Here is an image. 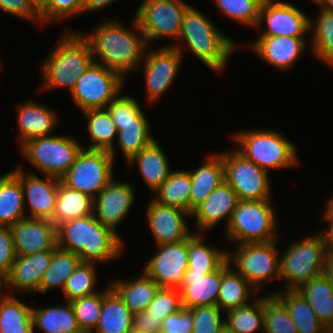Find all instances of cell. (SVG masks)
Masks as SVG:
<instances>
[{
	"instance_id": "cell-10",
	"label": "cell",
	"mask_w": 333,
	"mask_h": 333,
	"mask_svg": "<svg viewBox=\"0 0 333 333\" xmlns=\"http://www.w3.org/2000/svg\"><path fill=\"white\" fill-rule=\"evenodd\" d=\"M277 242L240 244L236 245L235 252H228L229 263L258 292L266 282L280 278Z\"/></svg>"
},
{
	"instance_id": "cell-15",
	"label": "cell",
	"mask_w": 333,
	"mask_h": 333,
	"mask_svg": "<svg viewBox=\"0 0 333 333\" xmlns=\"http://www.w3.org/2000/svg\"><path fill=\"white\" fill-rule=\"evenodd\" d=\"M157 247L142 271L160 287L179 288L188 269V237Z\"/></svg>"
},
{
	"instance_id": "cell-41",
	"label": "cell",
	"mask_w": 333,
	"mask_h": 333,
	"mask_svg": "<svg viewBox=\"0 0 333 333\" xmlns=\"http://www.w3.org/2000/svg\"><path fill=\"white\" fill-rule=\"evenodd\" d=\"M191 178L189 170H172L169 177L154 192L153 199L189 213Z\"/></svg>"
},
{
	"instance_id": "cell-44",
	"label": "cell",
	"mask_w": 333,
	"mask_h": 333,
	"mask_svg": "<svg viewBox=\"0 0 333 333\" xmlns=\"http://www.w3.org/2000/svg\"><path fill=\"white\" fill-rule=\"evenodd\" d=\"M95 263L81 262L68 277L62 291L66 302L99 292L95 289L98 273Z\"/></svg>"
},
{
	"instance_id": "cell-63",
	"label": "cell",
	"mask_w": 333,
	"mask_h": 333,
	"mask_svg": "<svg viewBox=\"0 0 333 333\" xmlns=\"http://www.w3.org/2000/svg\"><path fill=\"white\" fill-rule=\"evenodd\" d=\"M44 0H33V2L39 7Z\"/></svg>"
},
{
	"instance_id": "cell-59",
	"label": "cell",
	"mask_w": 333,
	"mask_h": 333,
	"mask_svg": "<svg viewBox=\"0 0 333 333\" xmlns=\"http://www.w3.org/2000/svg\"><path fill=\"white\" fill-rule=\"evenodd\" d=\"M324 221L328 223H333V195L332 197L327 201V204L324 209Z\"/></svg>"
},
{
	"instance_id": "cell-26",
	"label": "cell",
	"mask_w": 333,
	"mask_h": 333,
	"mask_svg": "<svg viewBox=\"0 0 333 333\" xmlns=\"http://www.w3.org/2000/svg\"><path fill=\"white\" fill-rule=\"evenodd\" d=\"M126 165L128 169H132L133 165L138 166L142 180L153 193L169 177L172 171L168 158L156 139L135 154L126 162Z\"/></svg>"
},
{
	"instance_id": "cell-51",
	"label": "cell",
	"mask_w": 333,
	"mask_h": 333,
	"mask_svg": "<svg viewBox=\"0 0 333 333\" xmlns=\"http://www.w3.org/2000/svg\"><path fill=\"white\" fill-rule=\"evenodd\" d=\"M114 124L136 123V116L142 111L137 99L120 93L106 107Z\"/></svg>"
},
{
	"instance_id": "cell-55",
	"label": "cell",
	"mask_w": 333,
	"mask_h": 333,
	"mask_svg": "<svg viewBox=\"0 0 333 333\" xmlns=\"http://www.w3.org/2000/svg\"><path fill=\"white\" fill-rule=\"evenodd\" d=\"M133 329L143 333H161L162 321L156 319L147 310L133 314Z\"/></svg>"
},
{
	"instance_id": "cell-20",
	"label": "cell",
	"mask_w": 333,
	"mask_h": 333,
	"mask_svg": "<svg viewBox=\"0 0 333 333\" xmlns=\"http://www.w3.org/2000/svg\"><path fill=\"white\" fill-rule=\"evenodd\" d=\"M16 256H27L57 247V227L50 220L24 218L11 226Z\"/></svg>"
},
{
	"instance_id": "cell-12",
	"label": "cell",
	"mask_w": 333,
	"mask_h": 333,
	"mask_svg": "<svg viewBox=\"0 0 333 333\" xmlns=\"http://www.w3.org/2000/svg\"><path fill=\"white\" fill-rule=\"evenodd\" d=\"M125 81L119 73L93 62L77 80L71 98L82 112L106 108L122 92Z\"/></svg>"
},
{
	"instance_id": "cell-49",
	"label": "cell",
	"mask_w": 333,
	"mask_h": 333,
	"mask_svg": "<svg viewBox=\"0 0 333 333\" xmlns=\"http://www.w3.org/2000/svg\"><path fill=\"white\" fill-rule=\"evenodd\" d=\"M84 14L83 0H44L39 6L43 24L52 20L61 21L71 16Z\"/></svg>"
},
{
	"instance_id": "cell-58",
	"label": "cell",
	"mask_w": 333,
	"mask_h": 333,
	"mask_svg": "<svg viewBox=\"0 0 333 333\" xmlns=\"http://www.w3.org/2000/svg\"><path fill=\"white\" fill-rule=\"evenodd\" d=\"M323 275L333 285V253H327L324 260Z\"/></svg>"
},
{
	"instance_id": "cell-43",
	"label": "cell",
	"mask_w": 333,
	"mask_h": 333,
	"mask_svg": "<svg viewBox=\"0 0 333 333\" xmlns=\"http://www.w3.org/2000/svg\"><path fill=\"white\" fill-rule=\"evenodd\" d=\"M82 262L81 258L72 252L63 250L58 246L53 250L49 266L44 272L40 293L46 294L53 288H60L63 291L68 277L75 271Z\"/></svg>"
},
{
	"instance_id": "cell-25",
	"label": "cell",
	"mask_w": 333,
	"mask_h": 333,
	"mask_svg": "<svg viewBox=\"0 0 333 333\" xmlns=\"http://www.w3.org/2000/svg\"><path fill=\"white\" fill-rule=\"evenodd\" d=\"M221 287V267L215 272L187 269L178 288L184 308L217 305Z\"/></svg>"
},
{
	"instance_id": "cell-8",
	"label": "cell",
	"mask_w": 333,
	"mask_h": 333,
	"mask_svg": "<svg viewBox=\"0 0 333 333\" xmlns=\"http://www.w3.org/2000/svg\"><path fill=\"white\" fill-rule=\"evenodd\" d=\"M82 145L73 137L51 135L24 143L21 155L44 176L61 178L74 163Z\"/></svg>"
},
{
	"instance_id": "cell-54",
	"label": "cell",
	"mask_w": 333,
	"mask_h": 333,
	"mask_svg": "<svg viewBox=\"0 0 333 333\" xmlns=\"http://www.w3.org/2000/svg\"><path fill=\"white\" fill-rule=\"evenodd\" d=\"M193 326L194 320L191 311L183 307L162 321L161 333H192Z\"/></svg>"
},
{
	"instance_id": "cell-66",
	"label": "cell",
	"mask_w": 333,
	"mask_h": 333,
	"mask_svg": "<svg viewBox=\"0 0 333 333\" xmlns=\"http://www.w3.org/2000/svg\"><path fill=\"white\" fill-rule=\"evenodd\" d=\"M2 60L0 59V70L2 69ZM1 72V71H0Z\"/></svg>"
},
{
	"instance_id": "cell-64",
	"label": "cell",
	"mask_w": 333,
	"mask_h": 333,
	"mask_svg": "<svg viewBox=\"0 0 333 333\" xmlns=\"http://www.w3.org/2000/svg\"><path fill=\"white\" fill-rule=\"evenodd\" d=\"M310 1H312L317 6L322 2V0H310Z\"/></svg>"
},
{
	"instance_id": "cell-40",
	"label": "cell",
	"mask_w": 333,
	"mask_h": 333,
	"mask_svg": "<svg viewBox=\"0 0 333 333\" xmlns=\"http://www.w3.org/2000/svg\"><path fill=\"white\" fill-rule=\"evenodd\" d=\"M316 20L310 18L309 48L317 59L333 68V12L319 9ZM314 20V21H313Z\"/></svg>"
},
{
	"instance_id": "cell-45",
	"label": "cell",
	"mask_w": 333,
	"mask_h": 333,
	"mask_svg": "<svg viewBox=\"0 0 333 333\" xmlns=\"http://www.w3.org/2000/svg\"><path fill=\"white\" fill-rule=\"evenodd\" d=\"M263 333H298L285 305L274 295L263 293Z\"/></svg>"
},
{
	"instance_id": "cell-53",
	"label": "cell",
	"mask_w": 333,
	"mask_h": 333,
	"mask_svg": "<svg viewBox=\"0 0 333 333\" xmlns=\"http://www.w3.org/2000/svg\"><path fill=\"white\" fill-rule=\"evenodd\" d=\"M16 258L11 227L0 226V274L6 278Z\"/></svg>"
},
{
	"instance_id": "cell-57",
	"label": "cell",
	"mask_w": 333,
	"mask_h": 333,
	"mask_svg": "<svg viewBox=\"0 0 333 333\" xmlns=\"http://www.w3.org/2000/svg\"><path fill=\"white\" fill-rule=\"evenodd\" d=\"M320 235L327 253H333V223H329L325 231L320 232Z\"/></svg>"
},
{
	"instance_id": "cell-21",
	"label": "cell",
	"mask_w": 333,
	"mask_h": 333,
	"mask_svg": "<svg viewBox=\"0 0 333 333\" xmlns=\"http://www.w3.org/2000/svg\"><path fill=\"white\" fill-rule=\"evenodd\" d=\"M250 45L266 63L279 71H287L294 68L293 65L295 66L309 44L304 37L259 36Z\"/></svg>"
},
{
	"instance_id": "cell-22",
	"label": "cell",
	"mask_w": 333,
	"mask_h": 333,
	"mask_svg": "<svg viewBox=\"0 0 333 333\" xmlns=\"http://www.w3.org/2000/svg\"><path fill=\"white\" fill-rule=\"evenodd\" d=\"M239 199L231 186L223 181L191 213L197 226L196 233L211 231L222 220L228 226ZM199 230V231H198Z\"/></svg>"
},
{
	"instance_id": "cell-19",
	"label": "cell",
	"mask_w": 333,
	"mask_h": 333,
	"mask_svg": "<svg viewBox=\"0 0 333 333\" xmlns=\"http://www.w3.org/2000/svg\"><path fill=\"white\" fill-rule=\"evenodd\" d=\"M149 228L156 245L175 243L190 237L195 231L186 224L191 213L182 209L162 205L152 197L147 204L146 214Z\"/></svg>"
},
{
	"instance_id": "cell-24",
	"label": "cell",
	"mask_w": 333,
	"mask_h": 333,
	"mask_svg": "<svg viewBox=\"0 0 333 333\" xmlns=\"http://www.w3.org/2000/svg\"><path fill=\"white\" fill-rule=\"evenodd\" d=\"M16 108L20 146L35 138L51 136L58 126L57 112L34 99L22 102Z\"/></svg>"
},
{
	"instance_id": "cell-34",
	"label": "cell",
	"mask_w": 333,
	"mask_h": 333,
	"mask_svg": "<svg viewBox=\"0 0 333 333\" xmlns=\"http://www.w3.org/2000/svg\"><path fill=\"white\" fill-rule=\"evenodd\" d=\"M65 305L32 308L33 329L44 333H83L78 326L70 302Z\"/></svg>"
},
{
	"instance_id": "cell-65",
	"label": "cell",
	"mask_w": 333,
	"mask_h": 333,
	"mask_svg": "<svg viewBox=\"0 0 333 333\" xmlns=\"http://www.w3.org/2000/svg\"><path fill=\"white\" fill-rule=\"evenodd\" d=\"M128 333H143L141 331H137L136 329H131Z\"/></svg>"
},
{
	"instance_id": "cell-27",
	"label": "cell",
	"mask_w": 333,
	"mask_h": 333,
	"mask_svg": "<svg viewBox=\"0 0 333 333\" xmlns=\"http://www.w3.org/2000/svg\"><path fill=\"white\" fill-rule=\"evenodd\" d=\"M205 158L202 165L189 171L191 178L189 213H192L224 181L221 153H209Z\"/></svg>"
},
{
	"instance_id": "cell-13",
	"label": "cell",
	"mask_w": 333,
	"mask_h": 333,
	"mask_svg": "<svg viewBox=\"0 0 333 333\" xmlns=\"http://www.w3.org/2000/svg\"><path fill=\"white\" fill-rule=\"evenodd\" d=\"M224 181L237 193L239 200L271 199L268 172L246 159L236 148L221 152Z\"/></svg>"
},
{
	"instance_id": "cell-29",
	"label": "cell",
	"mask_w": 333,
	"mask_h": 333,
	"mask_svg": "<svg viewBox=\"0 0 333 333\" xmlns=\"http://www.w3.org/2000/svg\"><path fill=\"white\" fill-rule=\"evenodd\" d=\"M131 280L116 279L109 284L122 299L125 306L133 313L147 310L160 286L143 271Z\"/></svg>"
},
{
	"instance_id": "cell-39",
	"label": "cell",
	"mask_w": 333,
	"mask_h": 333,
	"mask_svg": "<svg viewBox=\"0 0 333 333\" xmlns=\"http://www.w3.org/2000/svg\"><path fill=\"white\" fill-rule=\"evenodd\" d=\"M206 235L194 232L188 237V269L198 272H215L227 260V250L210 247L204 242Z\"/></svg>"
},
{
	"instance_id": "cell-11",
	"label": "cell",
	"mask_w": 333,
	"mask_h": 333,
	"mask_svg": "<svg viewBox=\"0 0 333 333\" xmlns=\"http://www.w3.org/2000/svg\"><path fill=\"white\" fill-rule=\"evenodd\" d=\"M190 5L183 0H143L134 16L148 45L164 38L177 42L184 13Z\"/></svg>"
},
{
	"instance_id": "cell-37",
	"label": "cell",
	"mask_w": 333,
	"mask_h": 333,
	"mask_svg": "<svg viewBox=\"0 0 333 333\" xmlns=\"http://www.w3.org/2000/svg\"><path fill=\"white\" fill-rule=\"evenodd\" d=\"M11 294L0 295V333H34L33 307Z\"/></svg>"
},
{
	"instance_id": "cell-38",
	"label": "cell",
	"mask_w": 333,
	"mask_h": 333,
	"mask_svg": "<svg viewBox=\"0 0 333 333\" xmlns=\"http://www.w3.org/2000/svg\"><path fill=\"white\" fill-rule=\"evenodd\" d=\"M115 126L118 136L115 141L121 148L126 162L155 139L150 133L151 126L143 110L136 116V123Z\"/></svg>"
},
{
	"instance_id": "cell-3",
	"label": "cell",
	"mask_w": 333,
	"mask_h": 333,
	"mask_svg": "<svg viewBox=\"0 0 333 333\" xmlns=\"http://www.w3.org/2000/svg\"><path fill=\"white\" fill-rule=\"evenodd\" d=\"M178 40L179 43L163 46H172L181 53L187 46L196 58L215 72L225 69L236 47L231 37L222 33L212 19L192 5L184 13ZM181 41L186 43L181 45Z\"/></svg>"
},
{
	"instance_id": "cell-6",
	"label": "cell",
	"mask_w": 333,
	"mask_h": 333,
	"mask_svg": "<svg viewBox=\"0 0 333 333\" xmlns=\"http://www.w3.org/2000/svg\"><path fill=\"white\" fill-rule=\"evenodd\" d=\"M271 199L239 200L228 226V243L245 244L279 240L277 218Z\"/></svg>"
},
{
	"instance_id": "cell-48",
	"label": "cell",
	"mask_w": 333,
	"mask_h": 333,
	"mask_svg": "<svg viewBox=\"0 0 333 333\" xmlns=\"http://www.w3.org/2000/svg\"><path fill=\"white\" fill-rule=\"evenodd\" d=\"M183 308L181 293L178 288L160 287L147 311L160 321Z\"/></svg>"
},
{
	"instance_id": "cell-14",
	"label": "cell",
	"mask_w": 333,
	"mask_h": 333,
	"mask_svg": "<svg viewBox=\"0 0 333 333\" xmlns=\"http://www.w3.org/2000/svg\"><path fill=\"white\" fill-rule=\"evenodd\" d=\"M148 47L144 55V76L147 102H157L179 76L183 54L172 46H161L155 50Z\"/></svg>"
},
{
	"instance_id": "cell-61",
	"label": "cell",
	"mask_w": 333,
	"mask_h": 333,
	"mask_svg": "<svg viewBox=\"0 0 333 333\" xmlns=\"http://www.w3.org/2000/svg\"><path fill=\"white\" fill-rule=\"evenodd\" d=\"M2 286L5 287V278L0 274V295L4 294Z\"/></svg>"
},
{
	"instance_id": "cell-52",
	"label": "cell",
	"mask_w": 333,
	"mask_h": 333,
	"mask_svg": "<svg viewBox=\"0 0 333 333\" xmlns=\"http://www.w3.org/2000/svg\"><path fill=\"white\" fill-rule=\"evenodd\" d=\"M0 10L29 20L31 23H39V25L42 23L39 7L33 0H0Z\"/></svg>"
},
{
	"instance_id": "cell-5",
	"label": "cell",
	"mask_w": 333,
	"mask_h": 333,
	"mask_svg": "<svg viewBox=\"0 0 333 333\" xmlns=\"http://www.w3.org/2000/svg\"><path fill=\"white\" fill-rule=\"evenodd\" d=\"M231 139L239 145L236 150L241 155L266 172L296 167L300 163L297 146L277 130L236 131Z\"/></svg>"
},
{
	"instance_id": "cell-56",
	"label": "cell",
	"mask_w": 333,
	"mask_h": 333,
	"mask_svg": "<svg viewBox=\"0 0 333 333\" xmlns=\"http://www.w3.org/2000/svg\"><path fill=\"white\" fill-rule=\"evenodd\" d=\"M117 0H83L84 14L91 11H101L104 7L111 5Z\"/></svg>"
},
{
	"instance_id": "cell-62",
	"label": "cell",
	"mask_w": 333,
	"mask_h": 333,
	"mask_svg": "<svg viewBox=\"0 0 333 333\" xmlns=\"http://www.w3.org/2000/svg\"><path fill=\"white\" fill-rule=\"evenodd\" d=\"M218 333H232L226 326H223Z\"/></svg>"
},
{
	"instance_id": "cell-23",
	"label": "cell",
	"mask_w": 333,
	"mask_h": 333,
	"mask_svg": "<svg viewBox=\"0 0 333 333\" xmlns=\"http://www.w3.org/2000/svg\"><path fill=\"white\" fill-rule=\"evenodd\" d=\"M53 250L42 251L27 256H16L10 274L5 278L4 289L13 292L40 293L44 272L49 266Z\"/></svg>"
},
{
	"instance_id": "cell-33",
	"label": "cell",
	"mask_w": 333,
	"mask_h": 333,
	"mask_svg": "<svg viewBox=\"0 0 333 333\" xmlns=\"http://www.w3.org/2000/svg\"><path fill=\"white\" fill-rule=\"evenodd\" d=\"M287 308L298 333H330L317 319L309 303L297 290L271 292Z\"/></svg>"
},
{
	"instance_id": "cell-7",
	"label": "cell",
	"mask_w": 333,
	"mask_h": 333,
	"mask_svg": "<svg viewBox=\"0 0 333 333\" xmlns=\"http://www.w3.org/2000/svg\"><path fill=\"white\" fill-rule=\"evenodd\" d=\"M280 255V280H286L284 289L297 290L302 284L323 274L326 250L320 233L293 241Z\"/></svg>"
},
{
	"instance_id": "cell-47",
	"label": "cell",
	"mask_w": 333,
	"mask_h": 333,
	"mask_svg": "<svg viewBox=\"0 0 333 333\" xmlns=\"http://www.w3.org/2000/svg\"><path fill=\"white\" fill-rule=\"evenodd\" d=\"M104 290L70 302L79 328L83 333H91L100 318Z\"/></svg>"
},
{
	"instance_id": "cell-17",
	"label": "cell",
	"mask_w": 333,
	"mask_h": 333,
	"mask_svg": "<svg viewBox=\"0 0 333 333\" xmlns=\"http://www.w3.org/2000/svg\"><path fill=\"white\" fill-rule=\"evenodd\" d=\"M134 188L128 182H118L113 178L93 199V216L117 233L116 227L128 217L135 204Z\"/></svg>"
},
{
	"instance_id": "cell-4",
	"label": "cell",
	"mask_w": 333,
	"mask_h": 333,
	"mask_svg": "<svg viewBox=\"0 0 333 333\" xmlns=\"http://www.w3.org/2000/svg\"><path fill=\"white\" fill-rule=\"evenodd\" d=\"M67 29L41 63L42 90L67 88L71 93L77 80L94 62L89 42L81 32Z\"/></svg>"
},
{
	"instance_id": "cell-31",
	"label": "cell",
	"mask_w": 333,
	"mask_h": 333,
	"mask_svg": "<svg viewBox=\"0 0 333 333\" xmlns=\"http://www.w3.org/2000/svg\"><path fill=\"white\" fill-rule=\"evenodd\" d=\"M297 291L312 307L319 322L333 333V285L321 274L302 284Z\"/></svg>"
},
{
	"instance_id": "cell-1",
	"label": "cell",
	"mask_w": 333,
	"mask_h": 333,
	"mask_svg": "<svg viewBox=\"0 0 333 333\" xmlns=\"http://www.w3.org/2000/svg\"><path fill=\"white\" fill-rule=\"evenodd\" d=\"M133 18L131 27L135 30L132 32L118 19L106 18L90 33H81L90 44L94 62L119 73L124 79L140 69L146 49L150 47L135 16Z\"/></svg>"
},
{
	"instance_id": "cell-60",
	"label": "cell",
	"mask_w": 333,
	"mask_h": 333,
	"mask_svg": "<svg viewBox=\"0 0 333 333\" xmlns=\"http://www.w3.org/2000/svg\"><path fill=\"white\" fill-rule=\"evenodd\" d=\"M317 7L333 12V0H322V2Z\"/></svg>"
},
{
	"instance_id": "cell-32",
	"label": "cell",
	"mask_w": 333,
	"mask_h": 333,
	"mask_svg": "<svg viewBox=\"0 0 333 333\" xmlns=\"http://www.w3.org/2000/svg\"><path fill=\"white\" fill-rule=\"evenodd\" d=\"M21 181L10 171L0 176V226L11 227L26 218Z\"/></svg>"
},
{
	"instance_id": "cell-35",
	"label": "cell",
	"mask_w": 333,
	"mask_h": 333,
	"mask_svg": "<svg viewBox=\"0 0 333 333\" xmlns=\"http://www.w3.org/2000/svg\"><path fill=\"white\" fill-rule=\"evenodd\" d=\"M84 113L87 121V128H84L90 136L92 144L84 146L85 149L106 150L114 161L115 154V136L117 129L113 123L111 116L106 108L87 110Z\"/></svg>"
},
{
	"instance_id": "cell-30",
	"label": "cell",
	"mask_w": 333,
	"mask_h": 333,
	"mask_svg": "<svg viewBox=\"0 0 333 333\" xmlns=\"http://www.w3.org/2000/svg\"><path fill=\"white\" fill-rule=\"evenodd\" d=\"M133 313L111 288L105 286L100 318L91 333H128L132 328Z\"/></svg>"
},
{
	"instance_id": "cell-36",
	"label": "cell",
	"mask_w": 333,
	"mask_h": 333,
	"mask_svg": "<svg viewBox=\"0 0 333 333\" xmlns=\"http://www.w3.org/2000/svg\"><path fill=\"white\" fill-rule=\"evenodd\" d=\"M93 214V198L64 185L61 181L52 222L59 224Z\"/></svg>"
},
{
	"instance_id": "cell-9",
	"label": "cell",
	"mask_w": 333,
	"mask_h": 333,
	"mask_svg": "<svg viewBox=\"0 0 333 333\" xmlns=\"http://www.w3.org/2000/svg\"><path fill=\"white\" fill-rule=\"evenodd\" d=\"M114 163L112 155L106 150L82 148L60 180L94 199L114 178Z\"/></svg>"
},
{
	"instance_id": "cell-18",
	"label": "cell",
	"mask_w": 333,
	"mask_h": 333,
	"mask_svg": "<svg viewBox=\"0 0 333 333\" xmlns=\"http://www.w3.org/2000/svg\"><path fill=\"white\" fill-rule=\"evenodd\" d=\"M11 172L21 181L24 203L29 204L30 215L26 217L52 221L61 180L48 175L42 179L33 172L27 173L19 165Z\"/></svg>"
},
{
	"instance_id": "cell-16",
	"label": "cell",
	"mask_w": 333,
	"mask_h": 333,
	"mask_svg": "<svg viewBox=\"0 0 333 333\" xmlns=\"http://www.w3.org/2000/svg\"><path fill=\"white\" fill-rule=\"evenodd\" d=\"M267 24L259 36L306 37L310 18L300 8L279 0H264L257 28Z\"/></svg>"
},
{
	"instance_id": "cell-46",
	"label": "cell",
	"mask_w": 333,
	"mask_h": 333,
	"mask_svg": "<svg viewBox=\"0 0 333 333\" xmlns=\"http://www.w3.org/2000/svg\"><path fill=\"white\" fill-rule=\"evenodd\" d=\"M264 0H214L223 16L244 26L257 28Z\"/></svg>"
},
{
	"instance_id": "cell-2",
	"label": "cell",
	"mask_w": 333,
	"mask_h": 333,
	"mask_svg": "<svg viewBox=\"0 0 333 333\" xmlns=\"http://www.w3.org/2000/svg\"><path fill=\"white\" fill-rule=\"evenodd\" d=\"M119 233L94 216H84L57 226V246L77 254L82 262L106 263L120 257L125 247Z\"/></svg>"
},
{
	"instance_id": "cell-28",
	"label": "cell",
	"mask_w": 333,
	"mask_h": 333,
	"mask_svg": "<svg viewBox=\"0 0 333 333\" xmlns=\"http://www.w3.org/2000/svg\"><path fill=\"white\" fill-rule=\"evenodd\" d=\"M256 295H259L258 291L227 260L221 266V287L217 306L223 312H226L230 309L249 304L251 302L250 299H255Z\"/></svg>"
},
{
	"instance_id": "cell-42",
	"label": "cell",
	"mask_w": 333,
	"mask_h": 333,
	"mask_svg": "<svg viewBox=\"0 0 333 333\" xmlns=\"http://www.w3.org/2000/svg\"><path fill=\"white\" fill-rule=\"evenodd\" d=\"M225 326L232 333L264 332L263 295L256 296L249 304L225 312Z\"/></svg>"
},
{
	"instance_id": "cell-50",
	"label": "cell",
	"mask_w": 333,
	"mask_h": 333,
	"mask_svg": "<svg viewBox=\"0 0 333 333\" xmlns=\"http://www.w3.org/2000/svg\"><path fill=\"white\" fill-rule=\"evenodd\" d=\"M189 310L194 320L192 333H218L225 326V312L217 305L198 306Z\"/></svg>"
}]
</instances>
